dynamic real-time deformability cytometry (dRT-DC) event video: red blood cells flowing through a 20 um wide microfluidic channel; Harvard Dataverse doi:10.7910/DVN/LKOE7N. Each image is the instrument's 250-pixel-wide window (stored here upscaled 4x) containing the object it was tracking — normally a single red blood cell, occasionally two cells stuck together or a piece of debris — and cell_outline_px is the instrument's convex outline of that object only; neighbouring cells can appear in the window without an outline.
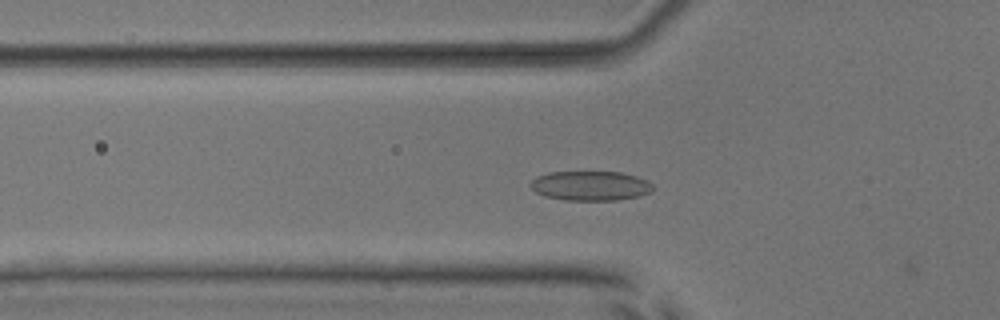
{"species": "common noctule bat (a hibernating species)", "species_latin": "Nyctalus noctula", "temperature_condition": "room temperature", "stored_images_in_passage": 39, "camera_frame_rate_fps": 3000, "um_per_image_px": 0.085, "animal": {"sex": "male", "body_mass_g": 17.9, "forearm_length_mm": 54.2}, "frame": {"image": 1, "passage_image": 3, "time_ms": 0.667, "image_size_px": [1000, 320], "cell_outline_px": [[652, 192], [640, 196], [616, 200], [564, 200], [544, 196], [536, 192], [528, 184], [536, 176], [548, 172], [620, 172], [636, 176], [648, 180], [652, 184]], "centroid_in_image_um": [50.18, 15.79], "position_along_channel_um": 75.6, "area_um2": 21.21}}
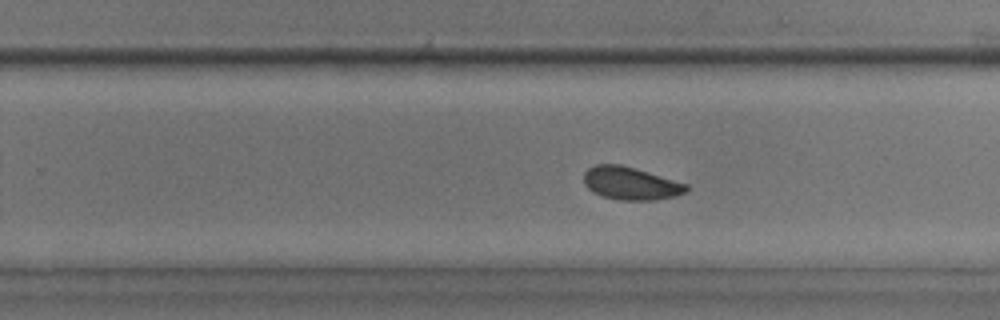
{"frame": {"image": 2, "passage_image": 19, "time_ms": 6.0, "image_size_px": [1000, 320], "cell_outline_px": [[688, 188], [684, 192], [676, 196], [652, 200], [620, 200], [600, 196], [592, 192], [584, 184], [584, 172], [588, 168], [596, 164], [620, 164], [688, 184]], "centroid_in_image_um": [53.56, 15.59], "position_along_channel_um": 276.2, "area_um2": 19.54}}
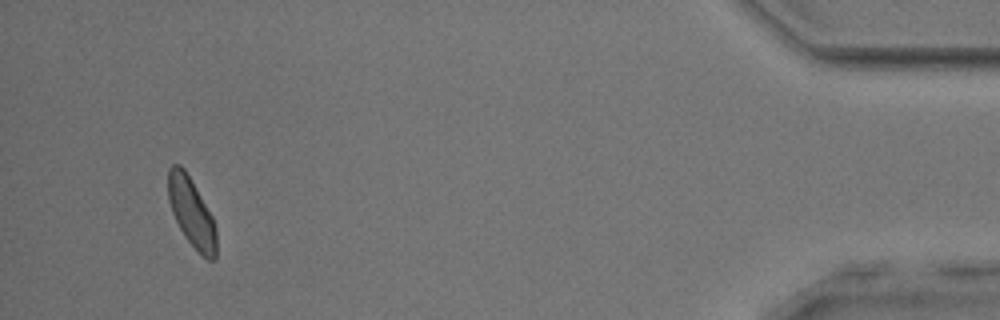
{"frame": {"image": 3, "passage_image": 36, "time_ms": 11.667, "image_size_px": [1000, 320], "cell_outline_px": [[216, 260], [208, 260], [184, 236], [172, 212], [168, 200], [168, 168], [172, 164], [180, 164], [184, 168], [212, 216], [216, 228]], "centroid_in_image_um": [16.27, 18.03], "position_along_channel_um": 418.9, "area_um2": 19.07}, "authors_computed_cell_mechanics": {"area_um2": 19.5364, "velocity_mm_per_s": 3.767, "shape_relaxation_time_tau1_ms": 3.4541, "shape_relaxation_time_tau2_ms": 1.6732, "deformation_change_tau1": 0.1005, "deformation_change_tau2": 0.0698}}